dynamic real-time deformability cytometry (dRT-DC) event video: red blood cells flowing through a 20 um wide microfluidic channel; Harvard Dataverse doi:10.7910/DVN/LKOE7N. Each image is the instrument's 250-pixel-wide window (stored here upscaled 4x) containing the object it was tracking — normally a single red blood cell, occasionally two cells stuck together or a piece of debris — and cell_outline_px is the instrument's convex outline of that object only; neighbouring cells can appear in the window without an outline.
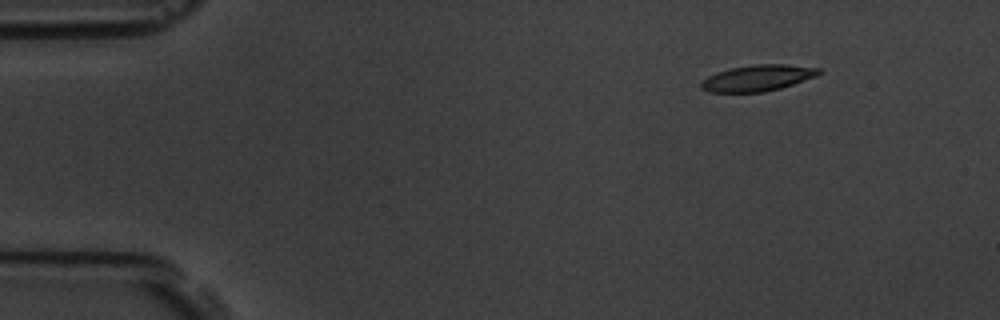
{"species": "common noctule bat (a hibernating species)", "species_latin": "Nyctalus noctula", "temperature_condition": "room temperature", "stored_images_in_passage": 4, "camera_frame_rate_fps": 3000, "um_per_image_px": 0.085, "animal": {"sex": "male", "body_mass_g": 19.5, "forearm_length_mm": 54.6}, "frame": {"image": 1, "passage_image": 1, "time_ms": 0.0, "image_size_px": [1000, 320], "cell_outline_px": [[824, 72], [816, 76], [780, 88], [764, 92], [708, 92], [700, 88], [700, 84], [708, 76], [716, 72], [732, 68], [752, 64], [788, 64], [820, 68]], "centroid_in_image_um": [64.41, 6.62], "position_along_channel_um": 20.6, "area_um2": 17.98}}
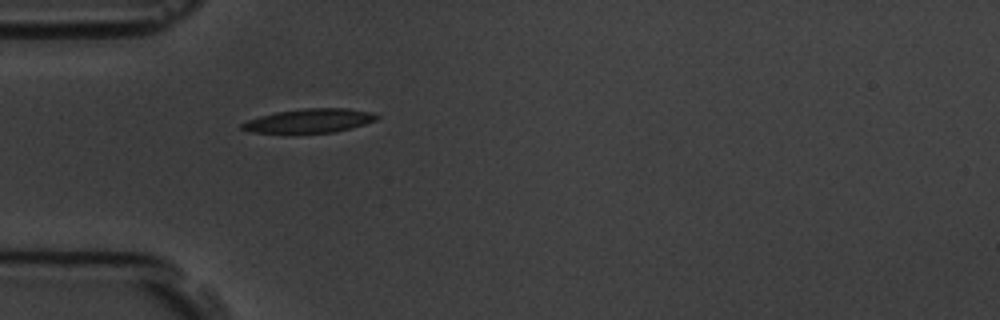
{"frame": {"image": 2, "passage_image": 4, "time_ms": 3.333, "image_size_px": [1000, 320], "cell_outline_px": [[380, 116], [376, 120], [364, 124], [336, 132], [252, 132], [240, 128], [240, 124], [248, 120], [260, 116], [276, 112], [304, 108], [344, 108], [372, 112]], "centroid_in_image_um": [26.32, 10.25], "position_along_channel_um": 58.7, "area_um2": 18.5}}